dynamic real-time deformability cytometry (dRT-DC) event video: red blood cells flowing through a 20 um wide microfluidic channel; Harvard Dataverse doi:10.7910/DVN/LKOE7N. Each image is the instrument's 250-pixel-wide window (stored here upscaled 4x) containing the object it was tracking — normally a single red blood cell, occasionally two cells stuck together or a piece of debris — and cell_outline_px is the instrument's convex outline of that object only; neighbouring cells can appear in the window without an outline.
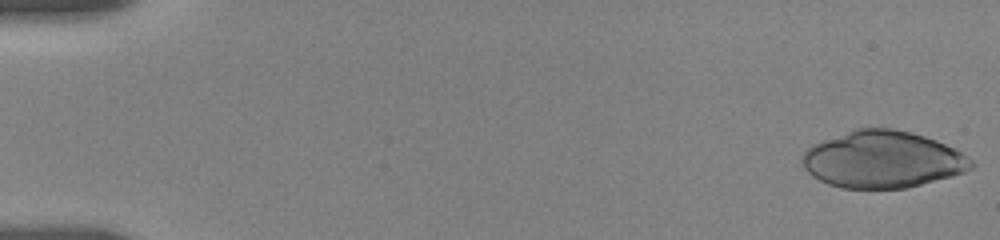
{"species": "human", "species_latin": "Homo sapiens", "temperature_condition": "room temperature", "stored_images_in_passage": 54, "camera_frame_rate_fps": 3000, "um_per_image_px": 0.085, "donor": {"sex": "female"}, "frame": {"image": 1, "passage_image": 1, "time_ms": 0.0, "image_size_px": [1000, 240], "cell_outline_px": [[976, 164], [972, 168], [964, 172], [952, 176], [904, 188], [840, 188], [828, 184], [812, 176], [804, 168], [800, 160], [804, 152], [812, 144], [820, 140], [852, 128], [892, 128], [912, 132], [936, 140], [960, 152], [972, 160]], "centroid_in_image_um": [74.97, 13.54], "position_along_channel_um": 10.0, "area_um2": 56.24}}
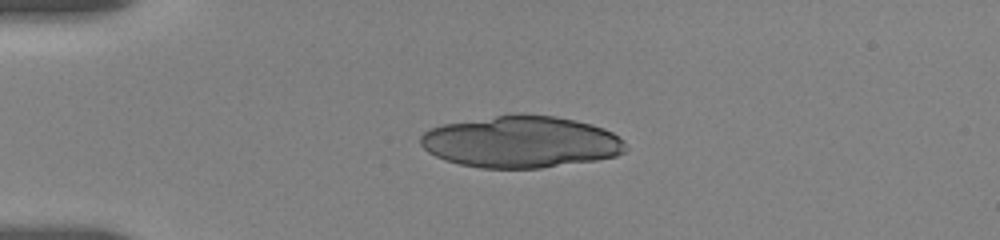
{"frame": {"image": 2, "passage_image": 13, "time_ms": 4.0, "image_size_px": [1000, 240], "cell_outline_px": [[628, 148], [624, 152], [616, 156], [596, 160], [540, 168], [480, 168], [460, 164], [444, 160], [428, 152], [420, 144], [420, 136], [424, 132], [432, 128], [444, 124], [496, 116], [556, 116], [576, 120], [592, 124], [604, 128], [612, 132], [624, 140]], "centroid_in_image_um": [44.31, 12.08], "position_along_channel_um": 40.7, "area_um2": 61.33}}